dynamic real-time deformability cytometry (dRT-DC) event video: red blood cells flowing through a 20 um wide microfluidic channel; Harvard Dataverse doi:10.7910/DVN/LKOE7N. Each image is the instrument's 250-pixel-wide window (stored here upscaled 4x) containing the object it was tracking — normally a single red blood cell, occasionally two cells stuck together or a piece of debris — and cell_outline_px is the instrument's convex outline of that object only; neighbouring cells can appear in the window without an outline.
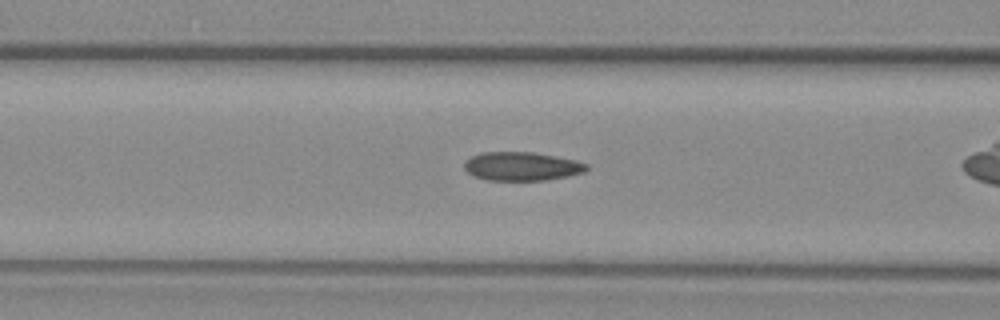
{"species": "common noctule bat (a hibernating species)", "species_latin": "Nyctalus noctula", "temperature_condition": "warm", "stored_images_in_passage": 34, "camera_frame_rate_fps": 3000, "um_per_image_px": 0.085, "animal": {"sex": "female", "body_mass_g": 29.2, "forearm_length_mm": 56.3}, "frame": {"image": 1, "passage_image": 13, "time_ms": 4.0, "image_size_px": [1000, 320], "cell_outline_px": [[588, 168], [584, 172], [568, 176], [548, 180], [484, 180], [472, 176], [464, 168], [464, 164], [472, 156], [484, 152], [532, 152], [556, 156], [576, 160], [588, 164]], "centroid_in_image_um": [44.36, 14.14], "position_along_channel_um": 122.2, "area_um2": 20.46}}
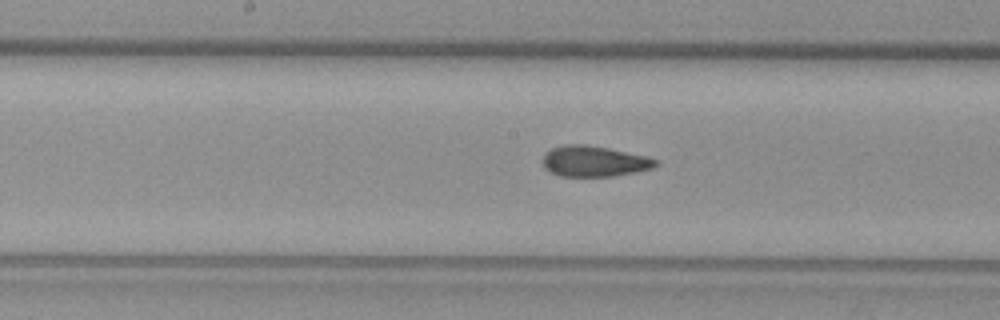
{"frame": {"image": 2, "passage_image": 19, "time_ms": 6.0, "image_size_px": [1000, 320], "cell_outline_px": [[660, 164], [652, 168], [636, 172], [612, 176], [560, 176], [548, 172], [544, 168], [544, 152], [552, 148], [568, 144], [584, 144], [608, 148], [648, 156], [660, 160]], "centroid_in_image_um": [50.53, 13.71], "position_along_channel_um": 197.7, "area_um2": 20.4}}
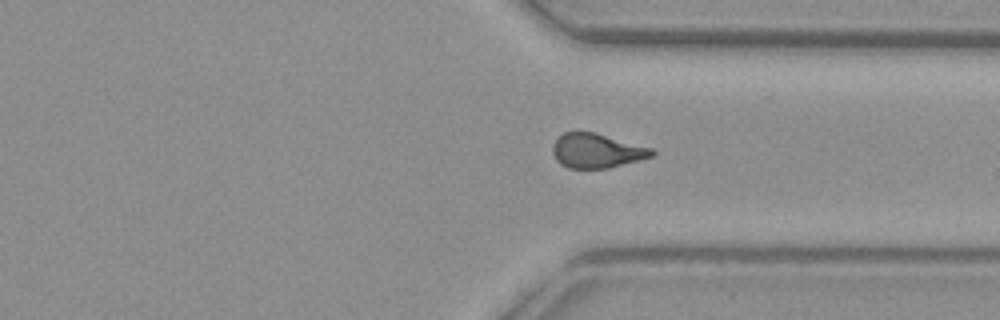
{"frame": {"image": 3, "passage_image": 32, "time_ms": 10.333, "image_size_px": [1000, 320], "cell_outline_px": [[656, 152], [652, 156], [640, 160], [608, 168], [568, 168], [560, 164], [556, 160], [552, 152], [552, 144], [564, 132], [576, 128], [596, 132], [652, 148]], "centroid_in_image_um": [50.68, 12.77], "position_along_channel_um": 360.7, "area_um2": 20.4}}